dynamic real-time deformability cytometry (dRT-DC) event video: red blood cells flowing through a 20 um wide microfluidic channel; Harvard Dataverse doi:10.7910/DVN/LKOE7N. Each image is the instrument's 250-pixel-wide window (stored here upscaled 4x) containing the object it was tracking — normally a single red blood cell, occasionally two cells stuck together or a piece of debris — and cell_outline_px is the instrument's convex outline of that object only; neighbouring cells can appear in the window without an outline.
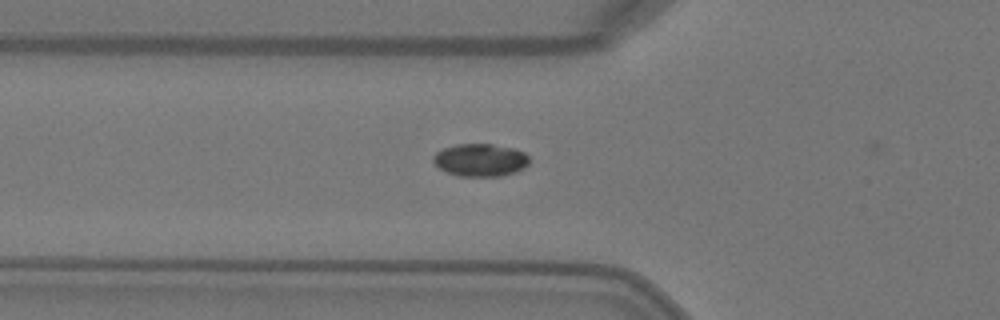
{"species": "Egyptian fruit bat (a non-hibernating species)", "species_latin": "Rousettus aegyptiacus", "temperature_condition": "warm", "stored_images_in_passage": 6, "camera_frame_rate_fps": 3000, "um_per_image_px": 0.085, "animal": {"sex": "female"}, "frame": {"image": 1, "passage_image": 6, "time_ms": 1.667, "image_size_px": [1000, 320], "cell_outline_px": [[532, 160], [524, 168], [516, 172], [500, 176], [456, 176], [440, 168], [432, 160], [432, 156], [436, 152], [444, 148], [456, 144], [492, 144], [512, 148], [524, 152]], "centroid_in_image_um": [40.85, 13.6], "position_along_channel_um": 85.0, "area_um2": 18.38}}